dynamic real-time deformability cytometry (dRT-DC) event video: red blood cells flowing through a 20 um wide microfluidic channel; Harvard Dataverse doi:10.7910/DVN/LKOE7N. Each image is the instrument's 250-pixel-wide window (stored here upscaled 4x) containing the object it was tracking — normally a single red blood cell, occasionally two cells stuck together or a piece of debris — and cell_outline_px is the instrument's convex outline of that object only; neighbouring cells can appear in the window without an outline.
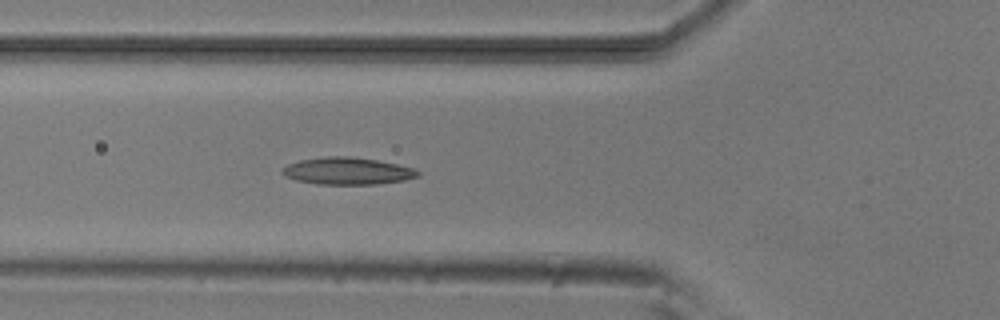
{"species": "common noctule bat (a hibernating species)", "species_latin": "Nyctalus noctula", "temperature_condition": "room temperature", "stored_images_in_passage": 4, "camera_frame_rate_fps": 3000, "um_per_image_px": 0.085, "animal": {"sex": "male", "body_mass_g": 20.5, "forearm_length_mm": 52.5}, "frame": {"image": 1, "passage_image": 4, "time_ms": 4.333, "image_size_px": [1000, 320], "cell_outline_px": [[420, 176], [404, 180], [376, 184], [316, 184], [296, 180], [284, 176], [280, 172], [288, 164], [300, 160], [324, 156], [352, 156], [376, 160], [396, 164], [412, 168], [420, 172]], "centroid_in_image_um": [29.5, 14.53], "position_along_channel_um": 96.3, "area_um2": 21.39}}